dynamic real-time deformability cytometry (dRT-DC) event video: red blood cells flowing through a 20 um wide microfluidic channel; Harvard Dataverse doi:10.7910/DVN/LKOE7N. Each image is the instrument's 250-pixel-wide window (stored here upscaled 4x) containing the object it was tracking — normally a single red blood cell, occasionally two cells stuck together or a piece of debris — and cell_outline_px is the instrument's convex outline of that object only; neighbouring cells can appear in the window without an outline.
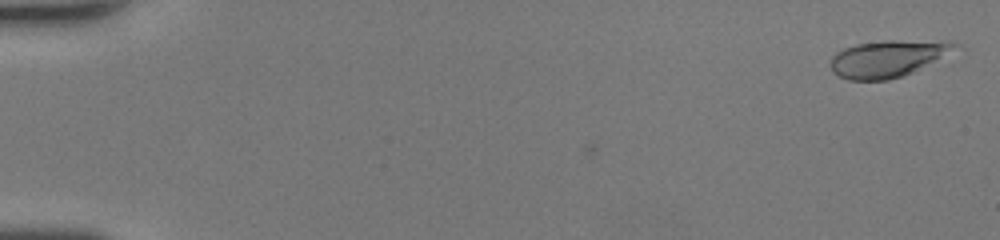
{"species": "human", "species_latin": "Homo sapiens", "temperature_condition": "room temperature", "stored_images_in_passage": 49, "camera_frame_rate_fps": 3000, "um_per_image_px": 0.085, "donor": {"sex": "female"}, "frame": {"image": 1, "passage_image": 2, "time_ms": 0.333, "image_size_px": [1000, 240], "cell_outline_px": [[956, 44], [932, 60], [912, 72], [888, 80], [848, 80], [832, 72], [832, 56], [836, 52], [844, 48], [856, 44], [884, 40], [948, 40]], "centroid_in_image_um": [75.31, 4.97], "position_along_channel_um": 9.7, "area_um2": 25.78}}
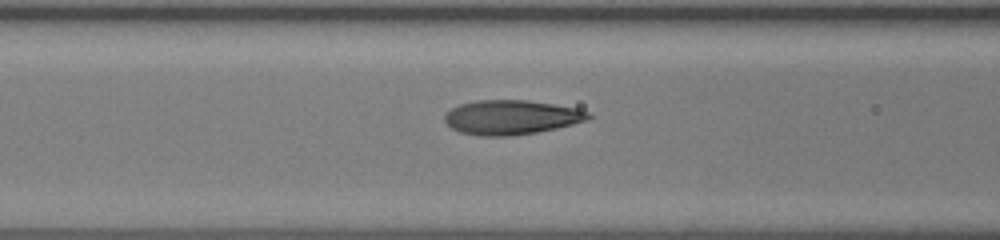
{"frame": {"image": 2, "passage_image": 22, "time_ms": 7.0, "image_size_px": [1000, 240], "cell_outline_px": [[592, 116], [588, 120], [556, 128], [536, 132], [512, 136], [480, 136], [460, 132], [452, 128], [444, 120], [444, 116], [452, 108], [460, 104], [476, 100], [528, 100], [576, 108], [588, 112]], "centroid_in_image_um": [43.45, 9.97], "position_along_channel_um": 123.2, "area_um2": 28.73}}
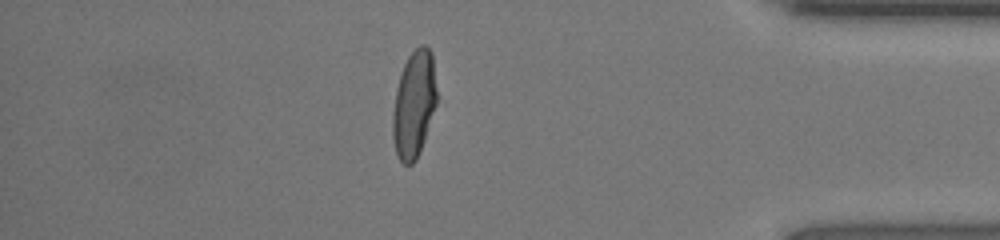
{"frame": {"image": 3, "passage_image": 43, "time_ms": 14.0, "image_size_px": [1000, 240], "cell_outline_px": [[436, 104], [420, 152], [416, 160], [412, 164], [404, 164], [396, 156], [392, 136], [392, 112], [396, 88], [404, 64], [408, 56], [420, 44], [424, 44], [432, 52], [436, 88]], "centroid_in_image_um": [35.17, 8.88], "position_along_channel_um": 400.0, "area_um2": 27.51}, "authors_computed_cell_mechanics": {"area_um2": 28.033, "velocity_mm_per_s": 4.3837, "shape_relaxation_time_tau1_ms": 3.8491, "shape_relaxation_time_tau2_ms": 0.6321, "deformation_change_tau1": 0.2191, "deformation_change_tau2": 0.0758}}